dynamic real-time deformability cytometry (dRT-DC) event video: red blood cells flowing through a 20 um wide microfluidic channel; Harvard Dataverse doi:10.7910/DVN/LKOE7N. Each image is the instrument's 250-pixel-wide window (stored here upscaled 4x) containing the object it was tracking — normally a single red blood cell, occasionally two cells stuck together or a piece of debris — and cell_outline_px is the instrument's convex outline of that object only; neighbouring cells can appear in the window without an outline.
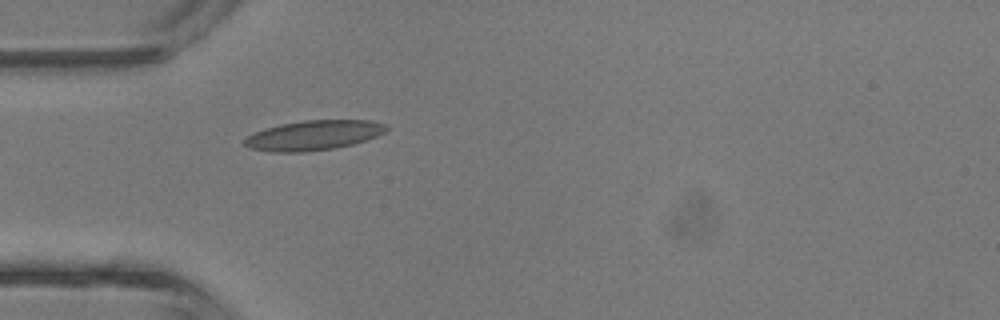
{"species": "common noctule bat (a hibernating species)", "species_latin": "Nyctalus noctula", "temperature_condition": "room temperature", "stored_images_in_passage": 15, "camera_frame_rate_fps": 3000, "um_per_image_px": 0.085, "animal": {"sex": "male", "body_mass_g": 13.3}, "frame": {"image": 1, "passage_image": 1, "time_ms": 0.0, "image_size_px": [1000, 320], "cell_outline_px": [[388, 128], [384, 132], [376, 136], [352, 144], [336, 148], [308, 152], [272, 152], [248, 148], [244, 144], [244, 140], [248, 136], [264, 128], [280, 124], [304, 120], [372, 120], [388, 124]], "centroid_in_image_um": [26.66, 11.5], "position_along_channel_um": 58.3, "area_um2": 24.74}}
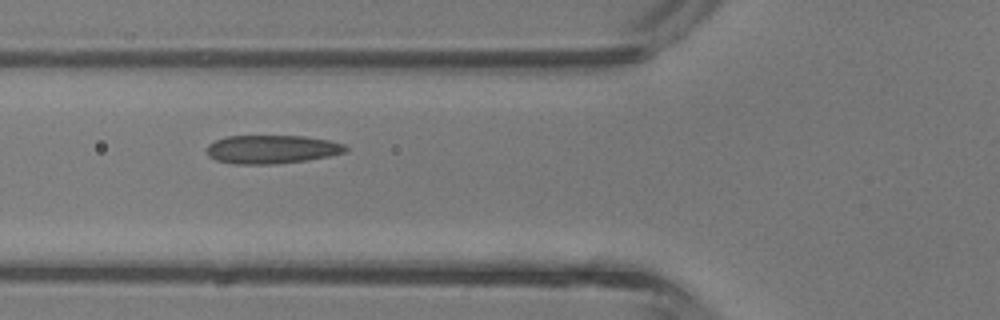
{"frame": {"image": 2, "passage_image": 4, "time_ms": 1.0, "image_size_px": [1000, 320], "cell_outline_px": [[348, 152], [308, 160], [272, 164], [236, 164], [216, 160], [208, 156], [208, 144], [216, 140], [228, 136], [304, 136], [328, 140], [344, 144], [348, 148]], "centroid_in_image_um": [23.13, 12.69], "position_along_channel_um": 102.7, "area_um2": 23.0}}
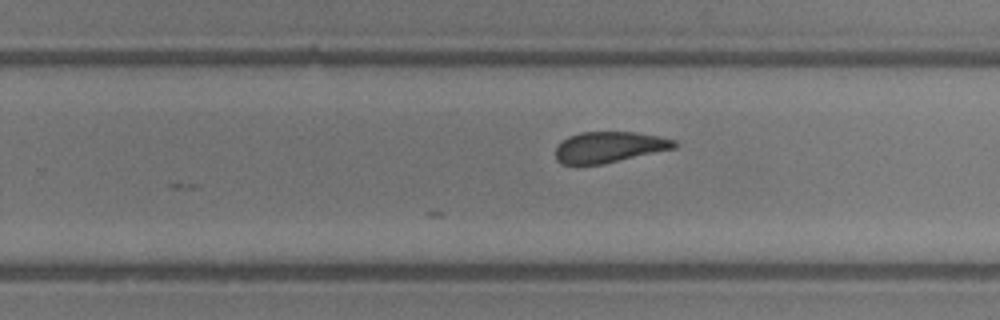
{"frame": {"image": 3, "passage_image": 15, "time_ms": 4.667, "image_size_px": [1000, 320], "cell_outline_px": [[676, 148], [604, 164], [560, 164], [556, 160], [556, 148], [568, 136], [580, 132], [636, 132], [676, 140]], "centroid_in_image_um": [51.78, 12.51], "position_along_channel_um": 278.0, "area_um2": 21.33}}